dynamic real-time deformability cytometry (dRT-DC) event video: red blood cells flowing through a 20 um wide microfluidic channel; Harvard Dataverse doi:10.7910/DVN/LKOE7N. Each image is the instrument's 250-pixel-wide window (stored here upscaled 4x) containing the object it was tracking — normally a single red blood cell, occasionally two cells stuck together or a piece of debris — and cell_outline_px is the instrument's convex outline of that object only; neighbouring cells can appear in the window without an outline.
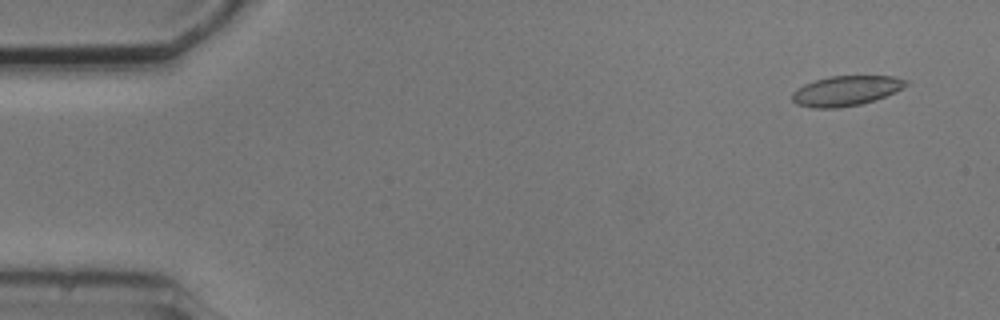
{"species": "common noctule bat (a hibernating species)", "species_latin": "Nyctalus noctula", "temperature_condition": "cold", "stored_images_in_passage": 7, "camera_frame_rate_fps": 3000, "um_per_image_px": 0.085, "animal": {"sex": "male", "body_mass_g": 20.5, "forearm_length_mm": 52.5}, "frame": {"image": 1, "passage_image": 1, "time_ms": 0.0, "image_size_px": [1000, 320], "cell_outline_px": [[908, 84], [896, 92], [860, 104], [836, 108], [812, 108], [796, 104], [792, 100], [792, 92], [796, 88], [804, 84], [816, 80], [832, 76], [892, 76], [908, 80]], "centroid_in_image_um": [71.88, 7.71], "position_along_channel_um": 13.1, "area_um2": 19.77}}
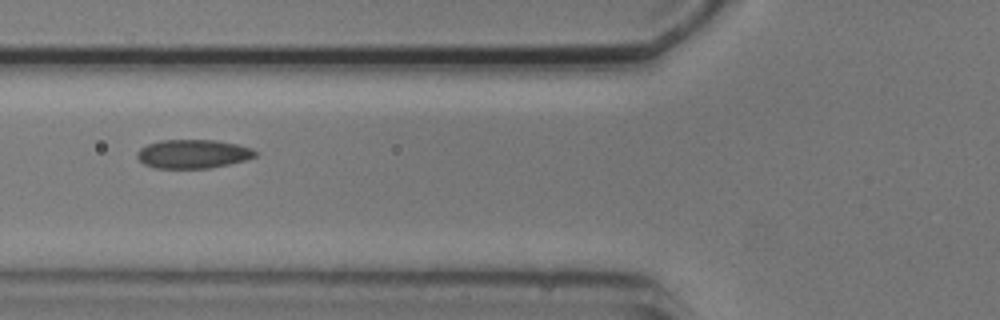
{"frame": {"image": 2, "passage_image": 5, "time_ms": 5.667, "image_size_px": [1000, 320], "cell_outline_px": [[256, 156], [244, 160], [212, 168], [156, 168], [144, 164], [136, 156], [136, 152], [140, 148], [148, 144], [160, 140], [216, 140], [236, 144], [252, 148], [256, 152]], "centroid_in_image_um": [16.38, 13.08], "position_along_channel_um": 109.4, "area_um2": 19.77}}
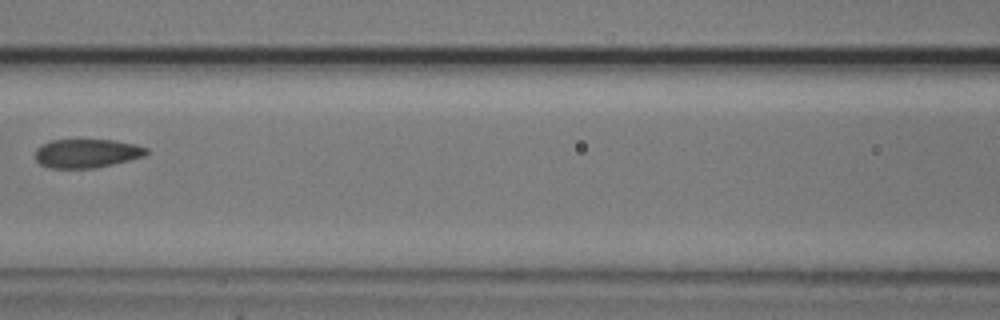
{"frame": {"image": 3, "passage_image": 6, "time_ms": 7.0, "image_size_px": [1000, 320], "cell_outline_px": [[148, 152], [144, 156], [112, 164], [92, 168], [48, 168], [40, 164], [36, 160], [36, 148], [40, 144], [52, 140], [116, 140], [136, 144], [148, 148]], "centroid_in_image_um": [7.36, 13.02], "position_along_channel_um": 159.2, "area_um2": 18.67}}